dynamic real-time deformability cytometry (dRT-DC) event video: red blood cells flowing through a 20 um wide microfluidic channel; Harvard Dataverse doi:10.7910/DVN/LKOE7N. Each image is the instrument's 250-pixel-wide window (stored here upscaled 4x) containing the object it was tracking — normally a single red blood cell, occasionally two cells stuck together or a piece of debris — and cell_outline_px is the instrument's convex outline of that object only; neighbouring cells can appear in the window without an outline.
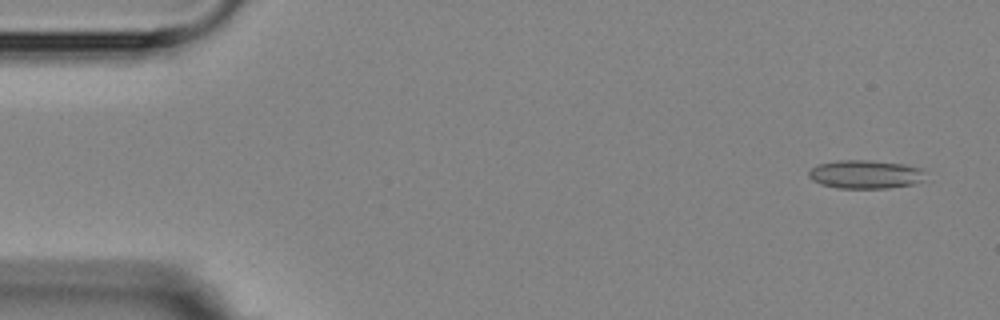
{"species": "Egyptian fruit bat (a non-hibernating species)", "species_latin": "Rousettus aegyptiacus", "temperature_condition": "room temperature", "stored_images_in_passage": 6, "camera_frame_rate_fps": 3000, "um_per_image_px": 0.085, "animal": {"sex": "female"}, "frame": {"image": 1, "passage_image": 1, "time_ms": 0.0, "image_size_px": [1000, 320], "cell_outline_px": [[924, 180], [912, 184], [888, 188], [836, 188], [820, 184], [812, 180], [808, 176], [808, 172], [812, 168], [820, 164], [836, 160], [872, 160], [904, 164], [924, 168]], "centroid_in_image_um": [73.57, 14.81], "position_along_channel_um": 11.4, "area_um2": 19.54}}
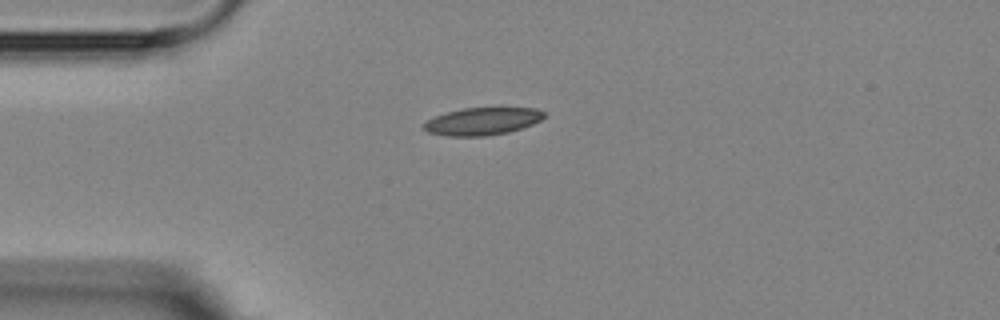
{"frame": {"image": 2, "passage_image": 6, "time_ms": 6.333, "image_size_px": [1000, 320], "cell_outline_px": [[548, 116], [532, 124], [508, 132], [484, 136], [444, 136], [428, 132], [420, 128], [420, 124], [436, 116], [448, 112], [464, 108], [500, 104], [536, 108], [544, 112]], "centroid_in_image_um": [41.04, 10.25], "position_along_channel_um": 44.0, "area_um2": 20.35}}